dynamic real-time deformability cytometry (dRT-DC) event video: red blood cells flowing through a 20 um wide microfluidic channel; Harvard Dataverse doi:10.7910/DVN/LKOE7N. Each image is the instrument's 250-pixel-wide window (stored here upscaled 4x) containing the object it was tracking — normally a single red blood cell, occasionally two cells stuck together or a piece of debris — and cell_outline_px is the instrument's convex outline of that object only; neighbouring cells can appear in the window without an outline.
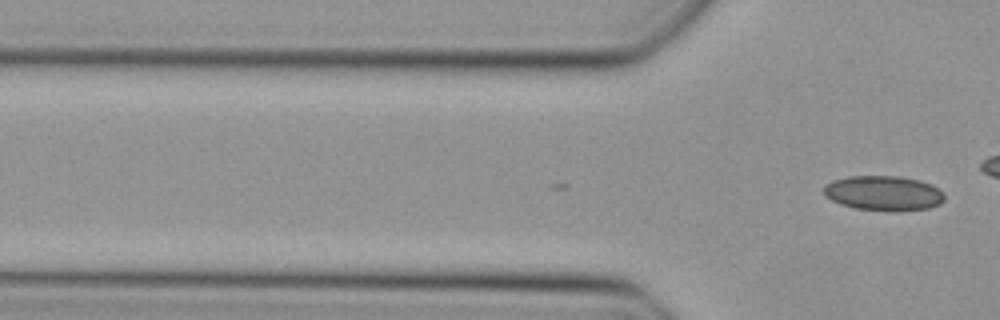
{"species": "Egyptian fruit bat (a non-hibernating species)", "species_latin": "Rousettus aegyptiacus", "temperature_condition": "cold", "stored_images_in_passage": 2, "camera_frame_rate_fps": 3000, "um_per_image_px": 0.085, "animal": {"sex": "female"}, "frame": {"image": 1, "passage_image": 2, "time_ms": 0.333, "image_size_px": [1000, 320], "cell_outline_px": [[944, 200], [940, 204], [928, 208], [856, 208], [840, 204], [824, 196], [824, 188], [832, 180], [848, 176], [896, 176], [920, 180], [932, 184], [944, 192]], "centroid_in_image_um": [75.09, 16.36], "position_along_channel_um": 50.7, "area_um2": 23.64}}